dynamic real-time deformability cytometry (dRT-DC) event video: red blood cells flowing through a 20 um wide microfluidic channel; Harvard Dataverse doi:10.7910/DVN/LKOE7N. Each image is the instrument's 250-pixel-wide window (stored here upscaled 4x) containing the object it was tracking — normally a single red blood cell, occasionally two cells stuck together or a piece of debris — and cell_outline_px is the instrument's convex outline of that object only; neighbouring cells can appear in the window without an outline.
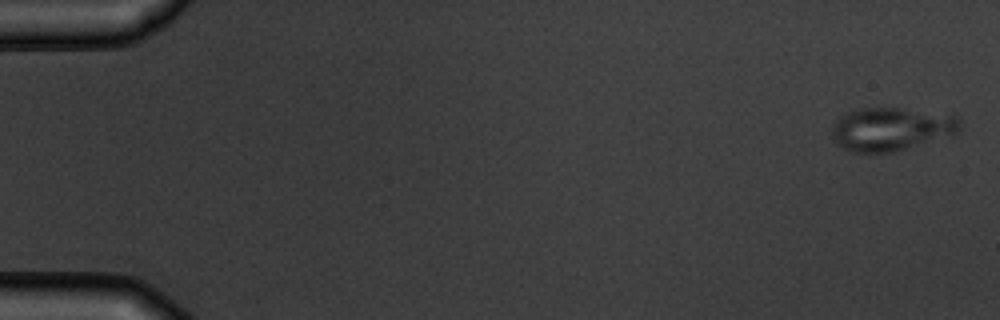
{"species": "common noctule bat (a hibernating species)", "species_latin": "Nyctalus noctula", "temperature_condition": "warm", "stored_images_in_passage": 6, "segment_of_instrument_passage": [2, 2], "camera_frame_rate_fps": 3000, "um_per_image_px": 0.085, "animal": {"sex": "male", "body_mass_g": 19.5, "forearm_length_mm": 54.6}, "frame": {"image": 1, "passage_image": 6, "time_ms": 6.0, "image_size_px": [1000, 320], "cell_outline_px": [[960, 128], [956, 132], [892, 152], [848, 152], [836, 144], [832, 136], [832, 128], [836, 120], [840, 116], [848, 112], [860, 108], [900, 108], [956, 116], [960, 120]], "centroid_in_image_um": [75.65, 10.96], "position_along_channel_um": 9.4, "area_um2": 31.56}}